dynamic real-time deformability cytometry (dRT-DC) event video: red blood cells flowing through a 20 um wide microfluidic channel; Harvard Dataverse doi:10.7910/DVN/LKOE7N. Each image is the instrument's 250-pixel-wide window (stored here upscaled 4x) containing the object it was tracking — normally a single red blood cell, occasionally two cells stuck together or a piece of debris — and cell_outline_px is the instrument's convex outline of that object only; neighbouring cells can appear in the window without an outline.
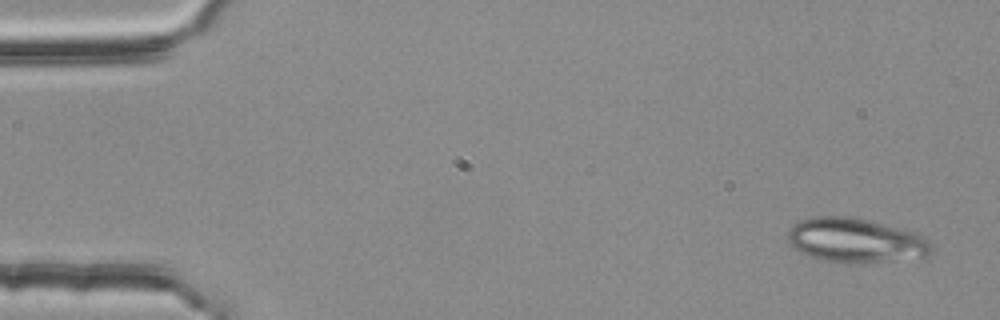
{"species": "common noctule bat (a hibernating species)", "species_latin": "Nyctalus noctula", "temperature_condition": "room temperature", "stored_images_in_passage": 51, "camera_frame_rate_fps": 3000, "um_per_image_px": 0.085, "animal": {"sex": "female", "body_mass_g": 25.1}, "frame": {"image": 1, "passage_image": 1, "time_ms": 0.0, "image_size_px": [1000, 320], "cell_outline_px": [[932, 252], [928, 256], [884, 260], [820, 260], [800, 252], [788, 240], [788, 232], [792, 224], [800, 220], [816, 216], [848, 216], [868, 220], [920, 232], [924, 236], [932, 248]], "centroid_in_image_um": [72.73, 20.37], "position_along_channel_um": 12.3, "area_um2": 36.18}}
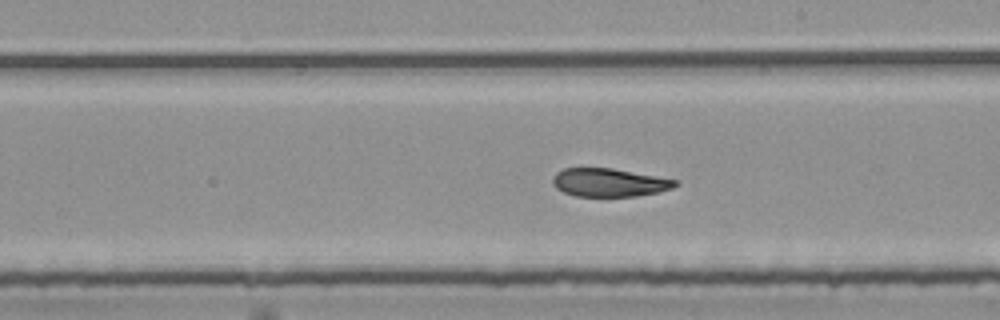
{"frame": {"image": 2, "passage_image": 29, "time_ms": 9.333, "image_size_px": [1000, 320], "cell_outline_px": [[680, 184], [672, 188], [660, 192], [636, 196], [576, 196], [564, 192], [556, 188], [552, 184], [552, 176], [556, 172], [564, 168], [612, 168], [680, 180]], "centroid_in_image_um": [51.81, 15.51], "position_along_channel_um": 237.2, "area_um2": 20.4}}
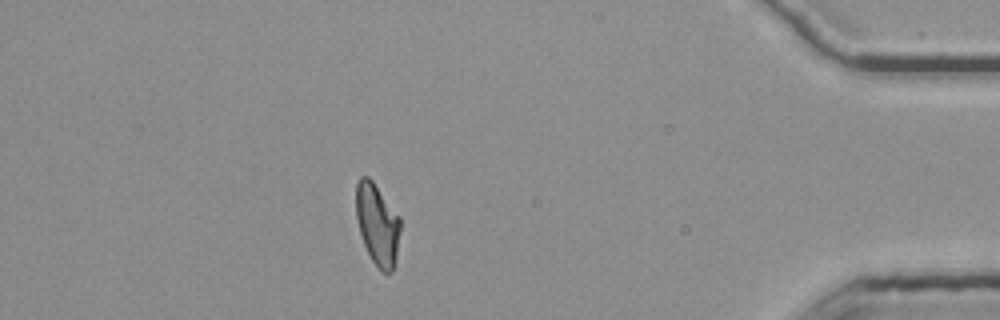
{"frame": {"image": 3, "passage_image": 46, "time_ms": 15.0, "image_size_px": [1000, 320], "cell_outline_px": [[400, 228], [396, 256], [392, 272], [380, 272], [372, 260], [364, 244], [360, 232], [356, 216], [356, 184], [360, 176], [368, 176], [372, 180], [400, 216]], "centroid_in_image_um": [32.07, 19.05], "position_along_channel_um": 403.1, "area_um2": 20.92}, "authors_computed_cell_mechanics": {"area_um2": 22.0218, "velocity_mm_per_s": 3.7769, "shape_relaxation_time_tau1_ms": null, "shape_relaxation_time_tau2_ms": 3.3013, "deformation_change_tau1": null, "deformation_change_tau2": 0.0864}}